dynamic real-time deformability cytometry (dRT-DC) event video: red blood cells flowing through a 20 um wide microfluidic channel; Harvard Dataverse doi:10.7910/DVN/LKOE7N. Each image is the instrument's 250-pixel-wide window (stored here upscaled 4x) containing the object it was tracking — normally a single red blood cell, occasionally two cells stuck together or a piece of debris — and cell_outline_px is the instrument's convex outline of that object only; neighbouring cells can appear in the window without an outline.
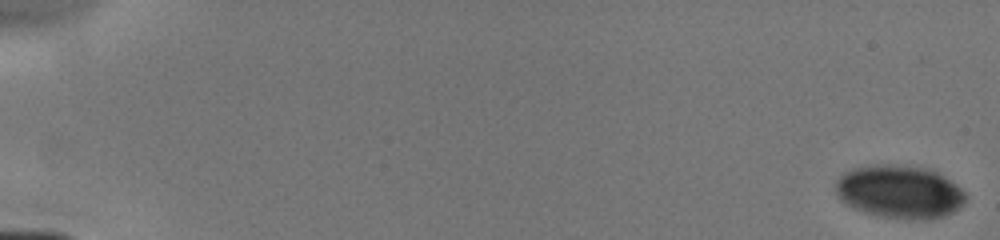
{"species": "human", "species_latin": "Homo sapiens", "temperature_condition": "cold", "stored_images_in_passage": 9, "camera_frame_rate_fps": 3000, "um_per_image_px": 0.085, "donor": {"sex": "male"}, "frame": {"image": 1, "passage_image": 1, "time_ms": 0.0, "image_size_px": [1000, 240], "cell_outline_px": [[968, 196], [960, 208], [944, 216], [924, 220], [908, 220], [880, 216], [864, 212], [852, 208], [840, 200], [836, 192], [836, 180], [844, 172], [852, 168], [876, 164], [888, 164], [932, 168], [956, 184]], "centroid_in_image_um": [76.47, 16.3], "position_along_channel_um": 8.5, "area_um2": 40.75}}
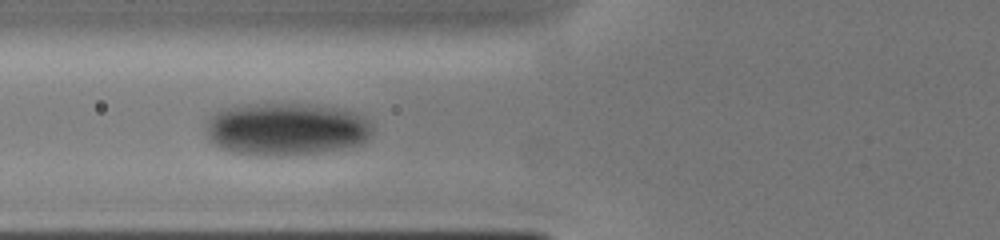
{"frame": {"image": 2, "passage_image": 8, "time_ms": 6.667, "image_size_px": [1000, 240], "cell_outline_px": [[372, 132], [360, 144], [320, 152], [288, 156], [260, 156], [232, 152], [220, 148], [212, 144], [208, 140], [204, 124], [208, 116], [224, 108], [244, 104], [316, 104], [344, 108], [368, 120], [372, 124]], "centroid_in_image_um": [24.25, 10.97], "position_along_channel_um": 101.5, "area_um2": 51.85}}
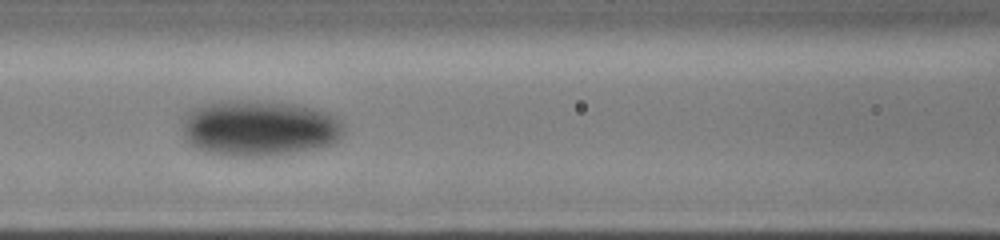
{"frame": {"image": 3, "passage_image": 9, "time_ms": 7.667, "image_size_px": [1000, 240], "cell_outline_px": [[344, 136], [332, 144], [320, 148], [272, 156], [224, 156], [204, 152], [188, 144], [184, 140], [180, 128], [180, 120], [184, 112], [188, 108], [220, 100], [260, 100], [296, 104], [316, 108], [328, 112], [336, 116], [344, 124]], "centroid_in_image_um": [21.97, 10.88], "position_along_channel_um": 144.6, "area_um2": 54.56}}